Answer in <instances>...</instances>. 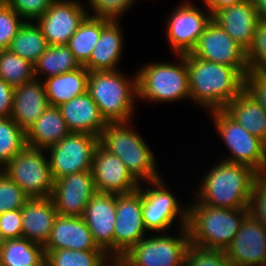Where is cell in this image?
<instances>
[{
  "mask_svg": "<svg viewBox=\"0 0 266 266\" xmlns=\"http://www.w3.org/2000/svg\"><path fill=\"white\" fill-rule=\"evenodd\" d=\"M249 71L266 73V21L256 26L253 43L246 52Z\"/></svg>",
  "mask_w": 266,
  "mask_h": 266,
  "instance_id": "f35d334b",
  "label": "cell"
},
{
  "mask_svg": "<svg viewBox=\"0 0 266 266\" xmlns=\"http://www.w3.org/2000/svg\"><path fill=\"white\" fill-rule=\"evenodd\" d=\"M92 173L97 192L128 194L136 191L140 185L123 161L100 144L94 153Z\"/></svg>",
  "mask_w": 266,
  "mask_h": 266,
  "instance_id": "e0dca14e",
  "label": "cell"
},
{
  "mask_svg": "<svg viewBox=\"0 0 266 266\" xmlns=\"http://www.w3.org/2000/svg\"><path fill=\"white\" fill-rule=\"evenodd\" d=\"M89 71L81 66L77 70L62 73L43 80L50 106H59L87 92Z\"/></svg>",
  "mask_w": 266,
  "mask_h": 266,
  "instance_id": "83f0119b",
  "label": "cell"
},
{
  "mask_svg": "<svg viewBox=\"0 0 266 266\" xmlns=\"http://www.w3.org/2000/svg\"><path fill=\"white\" fill-rule=\"evenodd\" d=\"M10 0H0V6H6L8 5Z\"/></svg>",
  "mask_w": 266,
  "mask_h": 266,
  "instance_id": "f907efd6",
  "label": "cell"
},
{
  "mask_svg": "<svg viewBox=\"0 0 266 266\" xmlns=\"http://www.w3.org/2000/svg\"><path fill=\"white\" fill-rule=\"evenodd\" d=\"M190 102L212 110L224 107L244 90V76L235 68L185 54Z\"/></svg>",
  "mask_w": 266,
  "mask_h": 266,
  "instance_id": "6da1fadb",
  "label": "cell"
},
{
  "mask_svg": "<svg viewBox=\"0 0 266 266\" xmlns=\"http://www.w3.org/2000/svg\"><path fill=\"white\" fill-rule=\"evenodd\" d=\"M88 16L121 20L137 0H86ZM89 8V10H88Z\"/></svg>",
  "mask_w": 266,
  "mask_h": 266,
  "instance_id": "d590c367",
  "label": "cell"
},
{
  "mask_svg": "<svg viewBox=\"0 0 266 266\" xmlns=\"http://www.w3.org/2000/svg\"><path fill=\"white\" fill-rule=\"evenodd\" d=\"M98 145L97 136L70 132L61 141L46 149L53 179L92 170L93 157Z\"/></svg>",
  "mask_w": 266,
  "mask_h": 266,
  "instance_id": "7c38bea8",
  "label": "cell"
},
{
  "mask_svg": "<svg viewBox=\"0 0 266 266\" xmlns=\"http://www.w3.org/2000/svg\"><path fill=\"white\" fill-rule=\"evenodd\" d=\"M189 54L206 61L231 66L244 77L249 72L246 51L213 19Z\"/></svg>",
  "mask_w": 266,
  "mask_h": 266,
  "instance_id": "4fadbf2b",
  "label": "cell"
},
{
  "mask_svg": "<svg viewBox=\"0 0 266 266\" xmlns=\"http://www.w3.org/2000/svg\"><path fill=\"white\" fill-rule=\"evenodd\" d=\"M87 91L106 123L133 121L138 100L136 70L131 77L119 70L89 72Z\"/></svg>",
  "mask_w": 266,
  "mask_h": 266,
  "instance_id": "277c9868",
  "label": "cell"
},
{
  "mask_svg": "<svg viewBox=\"0 0 266 266\" xmlns=\"http://www.w3.org/2000/svg\"><path fill=\"white\" fill-rule=\"evenodd\" d=\"M46 154L45 149L25 146L2 171L30 198L51 197L54 179Z\"/></svg>",
  "mask_w": 266,
  "mask_h": 266,
  "instance_id": "30bf717a",
  "label": "cell"
},
{
  "mask_svg": "<svg viewBox=\"0 0 266 266\" xmlns=\"http://www.w3.org/2000/svg\"><path fill=\"white\" fill-rule=\"evenodd\" d=\"M174 57L178 63L157 60L136 70L138 101L170 104L190 100L185 54Z\"/></svg>",
  "mask_w": 266,
  "mask_h": 266,
  "instance_id": "8992f818",
  "label": "cell"
},
{
  "mask_svg": "<svg viewBox=\"0 0 266 266\" xmlns=\"http://www.w3.org/2000/svg\"><path fill=\"white\" fill-rule=\"evenodd\" d=\"M249 211L266 228V176H260L253 185Z\"/></svg>",
  "mask_w": 266,
  "mask_h": 266,
  "instance_id": "b9f144b4",
  "label": "cell"
},
{
  "mask_svg": "<svg viewBox=\"0 0 266 266\" xmlns=\"http://www.w3.org/2000/svg\"><path fill=\"white\" fill-rule=\"evenodd\" d=\"M208 113L217 134L230 152L222 160L247 165L260 176H266V143L250 134L223 109Z\"/></svg>",
  "mask_w": 266,
  "mask_h": 266,
  "instance_id": "52a82bcc",
  "label": "cell"
},
{
  "mask_svg": "<svg viewBox=\"0 0 266 266\" xmlns=\"http://www.w3.org/2000/svg\"><path fill=\"white\" fill-rule=\"evenodd\" d=\"M83 219L98 248L114 255L116 194L96 192L85 208Z\"/></svg>",
  "mask_w": 266,
  "mask_h": 266,
  "instance_id": "d6986e66",
  "label": "cell"
},
{
  "mask_svg": "<svg viewBox=\"0 0 266 266\" xmlns=\"http://www.w3.org/2000/svg\"><path fill=\"white\" fill-rule=\"evenodd\" d=\"M184 266H231L225 250L206 249L190 244L184 257Z\"/></svg>",
  "mask_w": 266,
  "mask_h": 266,
  "instance_id": "8d00e7d4",
  "label": "cell"
},
{
  "mask_svg": "<svg viewBox=\"0 0 266 266\" xmlns=\"http://www.w3.org/2000/svg\"><path fill=\"white\" fill-rule=\"evenodd\" d=\"M5 238H4V236H3V234L1 233V231H0V250H1V247L4 245V243H5Z\"/></svg>",
  "mask_w": 266,
  "mask_h": 266,
  "instance_id": "681fc988",
  "label": "cell"
},
{
  "mask_svg": "<svg viewBox=\"0 0 266 266\" xmlns=\"http://www.w3.org/2000/svg\"><path fill=\"white\" fill-rule=\"evenodd\" d=\"M98 266H122V255H107Z\"/></svg>",
  "mask_w": 266,
  "mask_h": 266,
  "instance_id": "c3c4849f",
  "label": "cell"
},
{
  "mask_svg": "<svg viewBox=\"0 0 266 266\" xmlns=\"http://www.w3.org/2000/svg\"><path fill=\"white\" fill-rule=\"evenodd\" d=\"M102 31V17L86 16L77 31L69 39L67 46L75 59L83 66L90 58Z\"/></svg>",
  "mask_w": 266,
  "mask_h": 266,
  "instance_id": "1f68e13d",
  "label": "cell"
},
{
  "mask_svg": "<svg viewBox=\"0 0 266 266\" xmlns=\"http://www.w3.org/2000/svg\"><path fill=\"white\" fill-rule=\"evenodd\" d=\"M0 258L2 266H42L46 254L44 246L20 237L5 240Z\"/></svg>",
  "mask_w": 266,
  "mask_h": 266,
  "instance_id": "f546056e",
  "label": "cell"
},
{
  "mask_svg": "<svg viewBox=\"0 0 266 266\" xmlns=\"http://www.w3.org/2000/svg\"><path fill=\"white\" fill-rule=\"evenodd\" d=\"M215 165V166H214ZM260 175L251 167L218 159L193 190L201 203L224 209L249 208L252 188Z\"/></svg>",
  "mask_w": 266,
  "mask_h": 266,
  "instance_id": "7a4b0ae2",
  "label": "cell"
},
{
  "mask_svg": "<svg viewBox=\"0 0 266 266\" xmlns=\"http://www.w3.org/2000/svg\"><path fill=\"white\" fill-rule=\"evenodd\" d=\"M96 192L93 173L89 170L54 180L51 198L58 215L83 217L88 202Z\"/></svg>",
  "mask_w": 266,
  "mask_h": 266,
  "instance_id": "2e32d148",
  "label": "cell"
},
{
  "mask_svg": "<svg viewBox=\"0 0 266 266\" xmlns=\"http://www.w3.org/2000/svg\"><path fill=\"white\" fill-rule=\"evenodd\" d=\"M87 15L86 5L81 0H54L35 22L48 45H67Z\"/></svg>",
  "mask_w": 266,
  "mask_h": 266,
  "instance_id": "9a60e30c",
  "label": "cell"
},
{
  "mask_svg": "<svg viewBox=\"0 0 266 266\" xmlns=\"http://www.w3.org/2000/svg\"><path fill=\"white\" fill-rule=\"evenodd\" d=\"M244 91L266 111V73L249 71L244 78Z\"/></svg>",
  "mask_w": 266,
  "mask_h": 266,
  "instance_id": "7bdbcfd3",
  "label": "cell"
},
{
  "mask_svg": "<svg viewBox=\"0 0 266 266\" xmlns=\"http://www.w3.org/2000/svg\"><path fill=\"white\" fill-rule=\"evenodd\" d=\"M54 0H10L9 6L25 21H36Z\"/></svg>",
  "mask_w": 266,
  "mask_h": 266,
  "instance_id": "60d3db41",
  "label": "cell"
},
{
  "mask_svg": "<svg viewBox=\"0 0 266 266\" xmlns=\"http://www.w3.org/2000/svg\"><path fill=\"white\" fill-rule=\"evenodd\" d=\"M48 266H98L107 254L103 250H45Z\"/></svg>",
  "mask_w": 266,
  "mask_h": 266,
  "instance_id": "e575fe53",
  "label": "cell"
},
{
  "mask_svg": "<svg viewBox=\"0 0 266 266\" xmlns=\"http://www.w3.org/2000/svg\"><path fill=\"white\" fill-rule=\"evenodd\" d=\"M131 123H107L99 144L119 157L139 183L161 179L154 152Z\"/></svg>",
  "mask_w": 266,
  "mask_h": 266,
  "instance_id": "5b68a950",
  "label": "cell"
},
{
  "mask_svg": "<svg viewBox=\"0 0 266 266\" xmlns=\"http://www.w3.org/2000/svg\"><path fill=\"white\" fill-rule=\"evenodd\" d=\"M80 67L67 45H49L34 64V74L36 79L43 81Z\"/></svg>",
  "mask_w": 266,
  "mask_h": 266,
  "instance_id": "f1b7e54d",
  "label": "cell"
},
{
  "mask_svg": "<svg viewBox=\"0 0 266 266\" xmlns=\"http://www.w3.org/2000/svg\"><path fill=\"white\" fill-rule=\"evenodd\" d=\"M181 2L168 16L164 27L165 38L173 52L172 55L190 53L212 20V14L205 6L203 9L206 10H203L195 2L189 0Z\"/></svg>",
  "mask_w": 266,
  "mask_h": 266,
  "instance_id": "8fae6325",
  "label": "cell"
},
{
  "mask_svg": "<svg viewBox=\"0 0 266 266\" xmlns=\"http://www.w3.org/2000/svg\"><path fill=\"white\" fill-rule=\"evenodd\" d=\"M245 1L247 0H203L202 2L204 3L203 6H205V8H207L213 15L223 7L243 3Z\"/></svg>",
  "mask_w": 266,
  "mask_h": 266,
  "instance_id": "bcb514c9",
  "label": "cell"
},
{
  "mask_svg": "<svg viewBox=\"0 0 266 266\" xmlns=\"http://www.w3.org/2000/svg\"><path fill=\"white\" fill-rule=\"evenodd\" d=\"M178 230L176 235L149 233L123 256L130 266H184L190 240L186 227Z\"/></svg>",
  "mask_w": 266,
  "mask_h": 266,
  "instance_id": "9c48e42d",
  "label": "cell"
},
{
  "mask_svg": "<svg viewBox=\"0 0 266 266\" xmlns=\"http://www.w3.org/2000/svg\"><path fill=\"white\" fill-rule=\"evenodd\" d=\"M212 19L246 52L253 43L254 33L260 21L252 0L226 6L212 15Z\"/></svg>",
  "mask_w": 266,
  "mask_h": 266,
  "instance_id": "44dd1931",
  "label": "cell"
},
{
  "mask_svg": "<svg viewBox=\"0 0 266 266\" xmlns=\"http://www.w3.org/2000/svg\"><path fill=\"white\" fill-rule=\"evenodd\" d=\"M48 46L40 26L35 21H25L8 49L34 65Z\"/></svg>",
  "mask_w": 266,
  "mask_h": 266,
  "instance_id": "4dcf8cb0",
  "label": "cell"
},
{
  "mask_svg": "<svg viewBox=\"0 0 266 266\" xmlns=\"http://www.w3.org/2000/svg\"><path fill=\"white\" fill-rule=\"evenodd\" d=\"M30 197L3 171L0 172V214L21 209Z\"/></svg>",
  "mask_w": 266,
  "mask_h": 266,
  "instance_id": "74e56055",
  "label": "cell"
},
{
  "mask_svg": "<svg viewBox=\"0 0 266 266\" xmlns=\"http://www.w3.org/2000/svg\"><path fill=\"white\" fill-rule=\"evenodd\" d=\"M21 219V209L0 214V231L6 240L22 237Z\"/></svg>",
  "mask_w": 266,
  "mask_h": 266,
  "instance_id": "ee69618b",
  "label": "cell"
},
{
  "mask_svg": "<svg viewBox=\"0 0 266 266\" xmlns=\"http://www.w3.org/2000/svg\"><path fill=\"white\" fill-rule=\"evenodd\" d=\"M260 21H266V0H252Z\"/></svg>",
  "mask_w": 266,
  "mask_h": 266,
  "instance_id": "7dc6e473",
  "label": "cell"
},
{
  "mask_svg": "<svg viewBox=\"0 0 266 266\" xmlns=\"http://www.w3.org/2000/svg\"><path fill=\"white\" fill-rule=\"evenodd\" d=\"M22 237L45 246L58 212L51 197L30 198L21 208Z\"/></svg>",
  "mask_w": 266,
  "mask_h": 266,
  "instance_id": "7402d4cb",
  "label": "cell"
},
{
  "mask_svg": "<svg viewBox=\"0 0 266 266\" xmlns=\"http://www.w3.org/2000/svg\"><path fill=\"white\" fill-rule=\"evenodd\" d=\"M223 110L250 134L266 143V111L244 90Z\"/></svg>",
  "mask_w": 266,
  "mask_h": 266,
  "instance_id": "4316f807",
  "label": "cell"
},
{
  "mask_svg": "<svg viewBox=\"0 0 266 266\" xmlns=\"http://www.w3.org/2000/svg\"><path fill=\"white\" fill-rule=\"evenodd\" d=\"M25 23L9 5L0 6V50L8 49L13 37Z\"/></svg>",
  "mask_w": 266,
  "mask_h": 266,
  "instance_id": "ab89813d",
  "label": "cell"
},
{
  "mask_svg": "<svg viewBox=\"0 0 266 266\" xmlns=\"http://www.w3.org/2000/svg\"><path fill=\"white\" fill-rule=\"evenodd\" d=\"M34 78V65L31 62L9 49L0 50V79L15 88Z\"/></svg>",
  "mask_w": 266,
  "mask_h": 266,
  "instance_id": "d6a6232c",
  "label": "cell"
},
{
  "mask_svg": "<svg viewBox=\"0 0 266 266\" xmlns=\"http://www.w3.org/2000/svg\"><path fill=\"white\" fill-rule=\"evenodd\" d=\"M48 106L44 83L34 78L14 88L10 117L26 132Z\"/></svg>",
  "mask_w": 266,
  "mask_h": 266,
  "instance_id": "cb8c5ba5",
  "label": "cell"
},
{
  "mask_svg": "<svg viewBox=\"0 0 266 266\" xmlns=\"http://www.w3.org/2000/svg\"><path fill=\"white\" fill-rule=\"evenodd\" d=\"M58 108L70 132L99 137L107 125L88 91L62 103Z\"/></svg>",
  "mask_w": 266,
  "mask_h": 266,
  "instance_id": "603a6c76",
  "label": "cell"
},
{
  "mask_svg": "<svg viewBox=\"0 0 266 266\" xmlns=\"http://www.w3.org/2000/svg\"><path fill=\"white\" fill-rule=\"evenodd\" d=\"M122 266H130L126 260V258L122 255Z\"/></svg>",
  "mask_w": 266,
  "mask_h": 266,
  "instance_id": "816d5d0a",
  "label": "cell"
},
{
  "mask_svg": "<svg viewBox=\"0 0 266 266\" xmlns=\"http://www.w3.org/2000/svg\"><path fill=\"white\" fill-rule=\"evenodd\" d=\"M148 234L142 218V192L116 195L114 255H123Z\"/></svg>",
  "mask_w": 266,
  "mask_h": 266,
  "instance_id": "5bb4252c",
  "label": "cell"
},
{
  "mask_svg": "<svg viewBox=\"0 0 266 266\" xmlns=\"http://www.w3.org/2000/svg\"><path fill=\"white\" fill-rule=\"evenodd\" d=\"M166 183L161 178L140 183L138 188L142 192L143 222L146 230L153 234L167 233L178 220L177 230L187 224L188 204H181Z\"/></svg>",
  "mask_w": 266,
  "mask_h": 266,
  "instance_id": "ba28073f",
  "label": "cell"
},
{
  "mask_svg": "<svg viewBox=\"0 0 266 266\" xmlns=\"http://www.w3.org/2000/svg\"><path fill=\"white\" fill-rule=\"evenodd\" d=\"M225 252L231 266H263L266 259V228L249 214Z\"/></svg>",
  "mask_w": 266,
  "mask_h": 266,
  "instance_id": "ac0fdd59",
  "label": "cell"
},
{
  "mask_svg": "<svg viewBox=\"0 0 266 266\" xmlns=\"http://www.w3.org/2000/svg\"><path fill=\"white\" fill-rule=\"evenodd\" d=\"M26 146L25 132L9 116L0 118V169Z\"/></svg>",
  "mask_w": 266,
  "mask_h": 266,
  "instance_id": "836d02e7",
  "label": "cell"
},
{
  "mask_svg": "<svg viewBox=\"0 0 266 266\" xmlns=\"http://www.w3.org/2000/svg\"><path fill=\"white\" fill-rule=\"evenodd\" d=\"M14 88L0 79V118L9 117L12 112Z\"/></svg>",
  "mask_w": 266,
  "mask_h": 266,
  "instance_id": "f6af8a7d",
  "label": "cell"
},
{
  "mask_svg": "<svg viewBox=\"0 0 266 266\" xmlns=\"http://www.w3.org/2000/svg\"><path fill=\"white\" fill-rule=\"evenodd\" d=\"M190 203L186 224L190 244L206 249L225 250L250 214L249 208L213 207L194 197Z\"/></svg>",
  "mask_w": 266,
  "mask_h": 266,
  "instance_id": "3957f363",
  "label": "cell"
},
{
  "mask_svg": "<svg viewBox=\"0 0 266 266\" xmlns=\"http://www.w3.org/2000/svg\"><path fill=\"white\" fill-rule=\"evenodd\" d=\"M70 133L57 106H48L43 114L25 132L26 146L48 149Z\"/></svg>",
  "mask_w": 266,
  "mask_h": 266,
  "instance_id": "484cf974",
  "label": "cell"
},
{
  "mask_svg": "<svg viewBox=\"0 0 266 266\" xmlns=\"http://www.w3.org/2000/svg\"><path fill=\"white\" fill-rule=\"evenodd\" d=\"M102 250L94 243L83 217L58 215L44 250Z\"/></svg>",
  "mask_w": 266,
  "mask_h": 266,
  "instance_id": "d4e9b609",
  "label": "cell"
},
{
  "mask_svg": "<svg viewBox=\"0 0 266 266\" xmlns=\"http://www.w3.org/2000/svg\"><path fill=\"white\" fill-rule=\"evenodd\" d=\"M121 20L102 17V31L89 60L83 65L89 72L118 70L124 51Z\"/></svg>",
  "mask_w": 266,
  "mask_h": 266,
  "instance_id": "ffe728a7",
  "label": "cell"
}]
</instances>
